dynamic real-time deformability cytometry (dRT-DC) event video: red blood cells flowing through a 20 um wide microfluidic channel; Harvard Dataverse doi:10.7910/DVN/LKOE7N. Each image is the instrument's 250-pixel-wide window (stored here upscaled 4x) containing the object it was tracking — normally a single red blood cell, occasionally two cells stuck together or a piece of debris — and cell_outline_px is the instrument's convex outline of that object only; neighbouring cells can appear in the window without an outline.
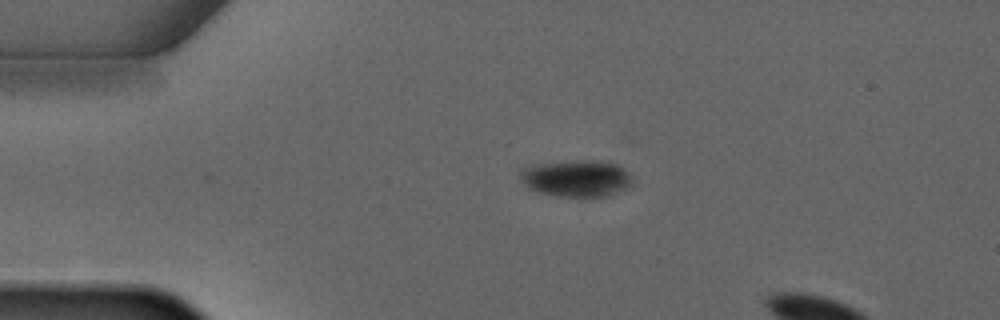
{"species": "common noctule bat (a hibernating species)", "species_latin": "Nyctalus noctula", "temperature_condition": "warm", "stored_images_in_passage": 2, "camera_frame_rate_fps": 3000, "um_per_image_px": 0.085, "animal": {"sex": "male", "forearm_length_mm": 52.5}, "frame": {"image": 1, "passage_image": 1, "time_ms": 0.0, "image_size_px": [1000, 320], "cell_outline_px": [[632, 184], [628, 188], [608, 196], [556, 196], [540, 192], [528, 188], [520, 180], [520, 172], [524, 168], [540, 164], [576, 160], [608, 160], [620, 164], [628, 172], [632, 180]], "centroid_in_image_um": [49.06, 15.14], "position_along_channel_um": 35.9, "area_um2": 24.22}}